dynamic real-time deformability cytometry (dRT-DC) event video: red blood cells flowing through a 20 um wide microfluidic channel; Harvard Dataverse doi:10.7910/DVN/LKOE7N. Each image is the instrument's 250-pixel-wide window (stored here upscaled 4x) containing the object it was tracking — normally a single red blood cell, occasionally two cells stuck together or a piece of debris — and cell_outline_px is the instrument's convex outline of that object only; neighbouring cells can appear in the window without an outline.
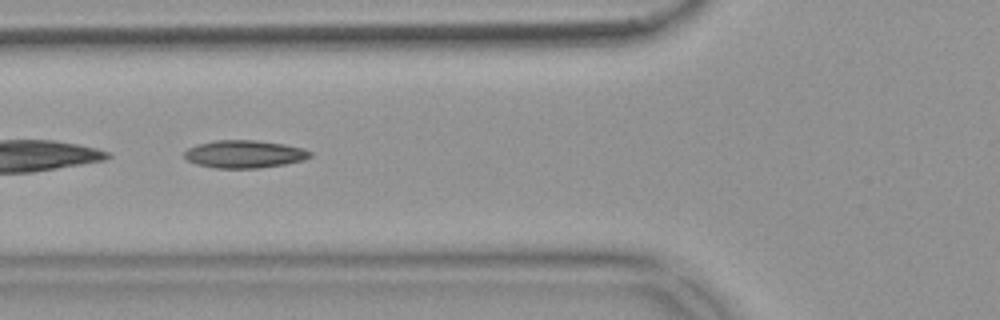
{"species": "common noctule bat (a hibernating species)", "species_latin": "Nyctalus noctula", "temperature_condition": "warm", "stored_images_in_passage": 54, "camera_frame_rate_fps": 3000, "um_per_image_px": 0.085, "animal": {"sex": "female", "body_mass_g": 18.4}, "frame": {"image": 1, "passage_image": 20, "time_ms": 6.333, "image_size_px": [1000, 320], "cell_outline_px": [[312, 156], [304, 160], [284, 164], [260, 168], [216, 168], [196, 164], [188, 160], [184, 156], [184, 152], [188, 148], [196, 144], [216, 140], [256, 140], [284, 144], [304, 148], [312, 152]], "centroid_in_image_um": [20.79, 13.09], "position_along_channel_um": 105.0, "area_um2": 20.4}}
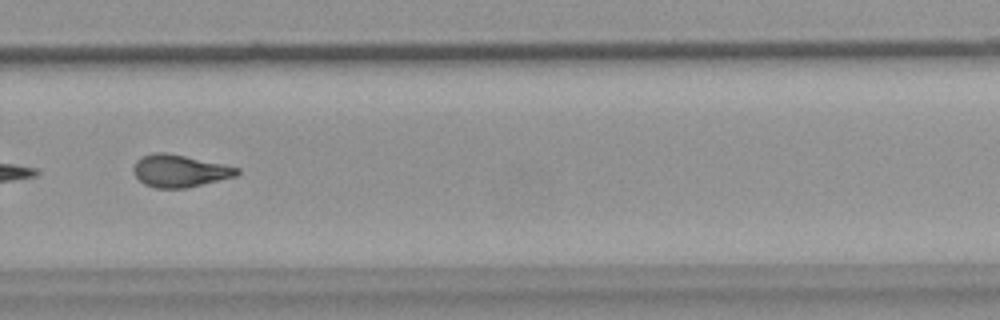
{"frame": {"image": 2, "passage_image": 37, "time_ms": 12.0, "image_size_px": [1000, 320], "cell_outline_px": [[240, 172], [236, 176], [188, 188], [156, 188], [144, 184], [132, 172], [132, 168], [136, 160], [144, 156], [156, 152], [164, 152], [224, 164], [240, 168]], "centroid_in_image_um": [15.27, 14.53], "position_along_channel_um": 314.5, "area_um2": 19.48}, "authors_computed_cell_mechanics": {"area_um2": 19.652, "velocity_mm_per_s": 3.7, "shape_relaxation_time_tau1_ms": 11.1909, "shape_relaxation_time_tau2_ms": 2.0549, "deformation_change_tau1": 0.28, "deformation_change_tau2": 0.1003}}